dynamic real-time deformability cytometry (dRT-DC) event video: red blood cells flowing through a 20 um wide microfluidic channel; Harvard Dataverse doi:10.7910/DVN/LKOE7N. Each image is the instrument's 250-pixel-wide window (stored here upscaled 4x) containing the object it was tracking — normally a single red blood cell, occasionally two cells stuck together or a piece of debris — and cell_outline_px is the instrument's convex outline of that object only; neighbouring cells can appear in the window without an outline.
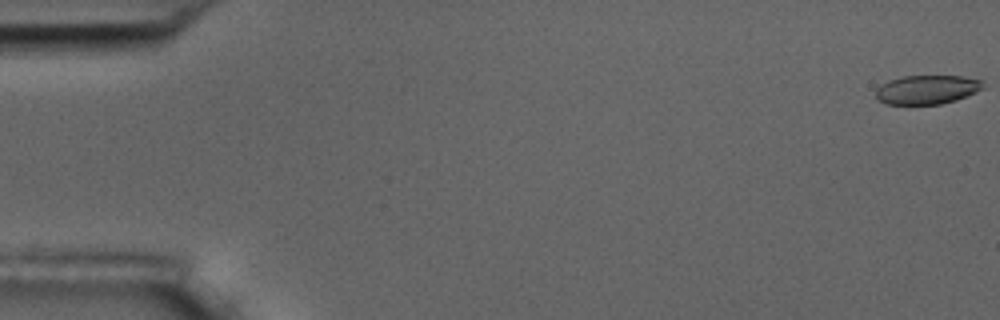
{"species": "common noctule bat (a hibernating species)", "species_latin": "Nyctalus noctula", "temperature_condition": "room temperature", "stored_images_in_passage": 4, "camera_frame_rate_fps": 3000, "um_per_image_px": 0.085, "animal": {"sex": "male", "body_mass_g": 17.5, "forearm_length_mm": 52.3}, "frame": {"image": 1, "passage_image": 1, "time_ms": 0.0, "image_size_px": [1000, 320], "cell_outline_px": [[984, 88], [976, 92], [956, 100], [940, 104], [884, 104], [876, 100], [876, 88], [880, 84], [888, 80], [904, 76], [964, 76], [984, 80]], "centroid_in_image_um": [78.79, 7.61], "position_along_channel_um": 6.2, "area_um2": 18.38}}